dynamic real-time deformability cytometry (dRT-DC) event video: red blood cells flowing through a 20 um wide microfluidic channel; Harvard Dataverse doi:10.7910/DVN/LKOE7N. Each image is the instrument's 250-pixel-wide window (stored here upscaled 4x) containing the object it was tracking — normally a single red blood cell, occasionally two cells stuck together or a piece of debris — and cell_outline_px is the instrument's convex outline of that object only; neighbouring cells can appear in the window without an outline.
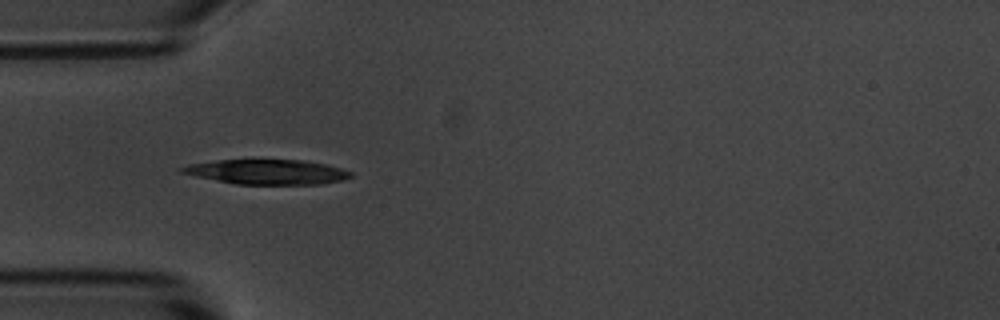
{"species": "common noctule bat (a hibernating species)", "species_latin": "Nyctalus noctula", "temperature_condition": "room temperature", "stored_images_in_passage": 6, "camera_frame_rate_fps": 3000, "um_per_image_px": 0.085, "animal": {"sex": "male", "body_mass_g": 20.1, "forearm_length_mm": 53.5}, "frame": {"image": 1, "passage_image": 5, "time_ms": 1.333, "image_size_px": [1000, 320], "cell_outline_px": [[352, 176], [344, 180], [320, 184], [236, 184], [196, 176], [180, 172], [176, 168], [188, 164], [216, 160], [304, 160], [328, 164], [352, 172]], "centroid_in_image_um": [22.7, 14.6], "position_along_channel_um": 62.3, "area_um2": 24.45}}